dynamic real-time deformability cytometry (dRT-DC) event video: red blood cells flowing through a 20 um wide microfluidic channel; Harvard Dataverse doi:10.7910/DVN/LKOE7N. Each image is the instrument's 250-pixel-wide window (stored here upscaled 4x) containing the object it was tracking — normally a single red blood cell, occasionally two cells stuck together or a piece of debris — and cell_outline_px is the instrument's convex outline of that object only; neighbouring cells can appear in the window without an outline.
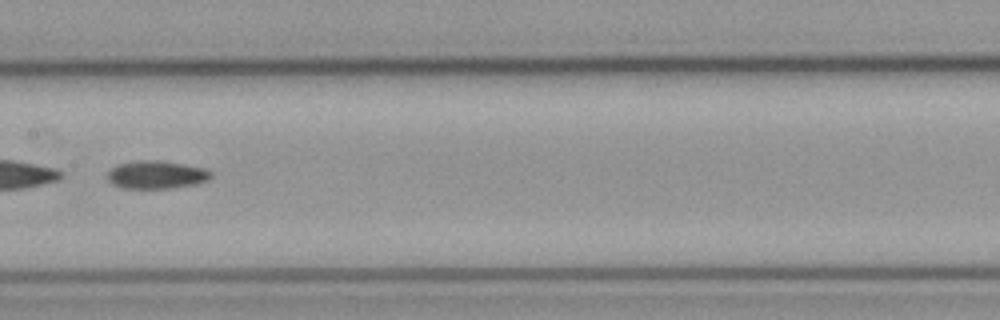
{"species": "common noctule bat (a hibernating species)", "species_latin": "Nyctalus noctula", "temperature_condition": "cold", "stored_images_in_passage": 38, "camera_frame_rate_fps": 3000, "um_per_image_px": 0.085, "animal": {"sex": "male", "body_mass_g": 23.1, "forearm_length_mm": 52.7}, "frame": {"image": 1, "passage_image": 17, "time_ms": 5.333, "image_size_px": [1000, 320], "cell_outline_px": [[212, 176], [208, 180], [192, 184], [168, 188], [124, 188], [112, 184], [108, 180], [108, 172], [116, 164], [140, 160], [156, 160], [208, 168], [212, 172]], "centroid_in_image_um": [13.29, 14.84], "position_along_channel_um": 194.1, "area_um2": 16.76}}
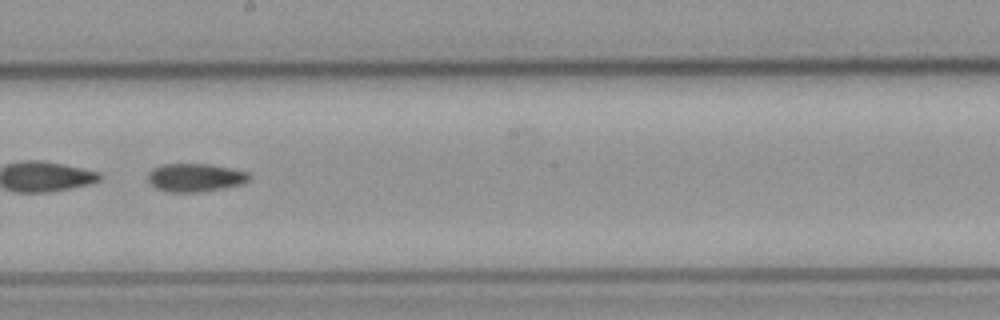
{"frame": {"image": 2, "passage_image": 20, "time_ms": 6.333, "image_size_px": [1000, 320], "cell_outline_px": [[252, 180], [244, 184], [224, 188], [200, 192], [168, 192], [156, 188], [148, 180], [148, 172], [152, 168], [164, 164], [208, 164], [248, 172], [252, 176]], "centroid_in_image_um": [16.63, 15.1], "position_along_channel_um": 231.6, "area_um2": 16.82}}
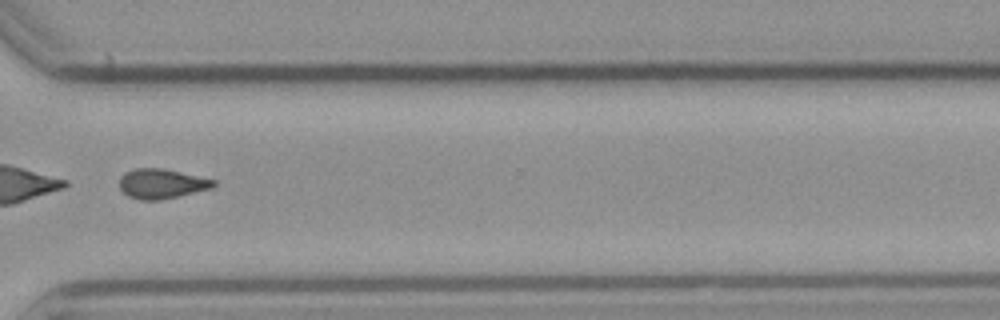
{"frame": {"image": 3, "passage_image": 30, "time_ms": 9.667, "image_size_px": [1000, 320], "cell_outline_px": [[216, 184], [212, 188], [180, 196], [160, 200], [140, 200], [128, 196], [120, 188], [120, 176], [124, 172], [136, 168], [160, 168], [180, 172], [216, 180]], "centroid_in_image_um": [13.73, 15.62], "position_along_channel_um": 356.9, "area_um2": 16.3}}